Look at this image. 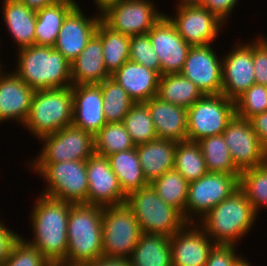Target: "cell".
Here are the masks:
<instances>
[{
    "label": "cell",
    "mask_w": 267,
    "mask_h": 266,
    "mask_svg": "<svg viewBox=\"0 0 267 266\" xmlns=\"http://www.w3.org/2000/svg\"><path fill=\"white\" fill-rule=\"evenodd\" d=\"M72 203L40 194L31 211L32 239L27 242L35 246L51 263H62L66 259L68 217Z\"/></svg>",
    "instance_id": "cell-1"
},
{
    "label": "cell",
    "mask_w": 267,
    "mask_h": 266,
    "mask_svg": "<svg viewBox=\"0 0 267 266\" xmlns=\"http://www.w3.org/2000/svg\"><path fill=\"white\" fill-rule=\"evenodd\" d=\"M257 216L246 194L239 188L211 209L197 224L216 245L237 246L255 226Z\"/></svg>",
    "instance_id": "cell-2"
},
{
    "label": "cell",
    "mask_w": 267,
    "mask_h": 266,
    "mask_svg": "<svg viewBox=\"0 0 267 266\" xmlns=\"http://www.w3.org/2000/svg\"><path fill=\"white\" fill-rule=\"evenodd\" d=\"M16 53L13 71L34 90L72 86L71 63L52 46L32 45Z\"/></svg>",
    "instance_id": "cell-3"
},
{
    "label": "cell",
    "mask_w": 267,
    "mask_h": 266,
    "mask_svg": "<svg viewBox=\"0 0 267 266\" xmlns=\"http://www.w3.org/2000/svg\"><path fill=\"white\" fill-rule=\"evenodd\" d=\"M102 211L100 205L71 204L67 237V265H83L103 257Z\"/></svg>",
    "instance_id": "cell-4"
},
{
    "label": "cell",
    "mask_w": 267,
    "mask_h": 266,
    "mask_svg": "<svg viewBox=\"0 0 267 266\" xmlns=\"http://www.w3.org/2000/svg\"><path fill=\"white\" fill-rule=\"evenodd\" d=\"M72 86L35 90L28 116L22 125L38 140L72 125Z\"/></svg>",
    "instance_id": "cell-5"
},
{
    "label": "cell",
    "mask_w": 267,
    "mask_h": 266,
    "mask_svg": "<svg viewBox=\"0 0 267 266\" xmlns=\"http://www.w3.org/2000/svg\"><path fill=\"white\" fill-rule=\"evenodd\" d=\"M31 171L46 182L41 192L72 204L85 203L88 193L86 161L30 162ZM41 175V176H40Z\"/></svg>",
    "instance_id": "cell-6"
},
{
    "label": "cell",
    "mask_w": 267,
    "mask_h": 266,
    "mask_svg": "<svg viewBox=\"0 0 267 266\" xmlns=\"http://www.w3.org/2000/svg\"><path fill=\"white\" fill-rule=\"evenodd\" d=\"M125 204L132 210L145 233L171 237L188 223L183 214L165 203L150 184L130 192Z\"/></svg>",
    "instance_id": "cell-7"
},
{
    "label": "cell",
    "mask_w": 267,
    "mask_h": 266,
    "mask_svg": "<svg viewBox=\"0 0 267 266\" xmlns=\"http://www.w3.org/2000/svg\"><path fill=\"white\" fill-rule=\"evenodd\" d=\"M141 234L139 222L125 203L103 207V257L129 258Z\"/></svg>",
    "instance_id": "cell-8"
},
{
    "label": "cell",
    "mask_w": 267,
    "mask_h": 266,
    "mask_svg": "<svg viewBox=\"0 0 267 266\" xmlns=\"http://www.w3.org/2000/svg\"><path fill=\"white\" fill-rule=\"evenodd\" d=\"M235 115V102L222 93L203 95L187 109V140L222 134Z\"/></svg>",
    "instance_id": "cell-9"
},
{
    "label": "cell",
    "mask_w": 267,
    "mask_h": 266,
    "mask_svg": "<svg viewBox=\"0 0 267 266\" xmlns=\"http://www.w3.org/2000/svg\"><path fill=\"white\" fill-rule=\"evenodd\" d=\"M239 177L240 174L207 173L190 182L185 220L188 223L198 222L217 204L231 196L239 189Z\"/></svg>",
    "instance_id": "cell-10"
},
{
    "label": "cell",
    "mask_w": 267,
    "mask_h": 266,
    "mask_svg": "<svg viewBox=\"0 0 267 266\" xmlns=\"http://www.w3.org/2000/svg\"><path fill=\"white\" fill-rule=\"evenodd\" d=\"M152 0H120L101 13L110 29L127 36L146 34L165 15Z\"/></svg>",
    "instance_id": "cell-11"
},
{
    "label": "cell",
    "mask_w": 267,
    "mask_h": 266,
    "mask_svg": "<svg viewBox=\"0 0 267 266\" xmlns=\"http://www.w3.org/2000/svg\"><path fill=\"white\" fill-rule=\"evenodd\" d=\"M42 149L30 162L86 161L94 152V136L73 125L39 139Z\"/></svg>",
    "instance_id": "cell-12"
},
{
    "label": "cell",
    "mask_w": 267,
    "mask_h": 266,
    "mask_svg": "<svg viewBox=\"0 0 267 266\" xmlns=\"http://www.w3.org/2000/svg\"><path fill=\"white\" fill-rule=\"evenodd\" d=\"M175 15H165L190 46L213 45L226 24L202 5L176 6Z\"/></svg>",
    "instance_id": "cell-13"
},
{
    "label": "cell",
    "mask_w": 267,
    "mask_h": 266,
    "mask_svg": "<svg viewBox=\"0 0 267 266\" xmlns=\"http://www.w3.org/2000/svg\"><path fill=\"white\" fill-rule=\"evenodd\" d=\"M222 136L235 166L240 171L267 162V152L248 120L235 115Z\"/></svg>",
    "instance_id": "cell-14"
},
{
    "label": "cell",
    "mask_w": 267,
    "mask_h": 266,
    "mask_svg": "<svg viewBox=\"0 0 267 266\" xmlns=\"http://www.w3.org/2000/svg\"><path fill=\"white\" fill-rule=\"evenodd\" d=\"M234 45L229 53L222 55V94L235 102L256 80L253 39L246 43L239 41Z\"/></svg>",
    "instance_id": "cell-15"
},
{
    "label": "cell",
    "mask_w": 267,
    "mask_h": 266,
    "mask_svg": "<svg viewBox=\"0 0 267 266\" xmlns=\"http://www.w3.org/2000/svg\"><path fill=\"white\" fill-rule=\"evenodd\" d=\"M211 46H191L180 72L196 84L203 95L222 93V57Z\"/></svg>",
    "instance_id": "cell-16"
},
{
    "label": "cell",
    "mask_w": 267,
    "mask_h": 266,
    "mask_svg": "<svg viewBox=\"0 0 267 266\" xmlns=\"http://www.w3.org/2000/svg\"><path fill=\"white\" fill-rule=\"evenodd\" d=\"M88 193L86 204L113 206L126 201L116 174L105 156L94 153L86 160Z\"/></svg>",
    "instance_id": "cell-17"
},
{
    "label": "cell",
    "mask_w": 267,
    "mask_h": 266,
    "mask_svg": "<svg viewBox=\"0 0 267 266\" xmlns=\"http://www.w3.org/2000/svg\"><path fill=\"white\" fill-rule=\"evenodd\" d=\"M161 63V75L180 73L191 46L166 15L147 32Z\"/></svg>",
    "instance_id": "cell-18"
},
{
    "label": "cell",
    "mask_w": 267,
    "mask_h": 266,
    "mask_svg": "<svg viewBox=\"0 0 267 266\" xmlns=\"http://www.w3.org/2000/svg\"><path fill=\"white\" fill-rule=\"evenodd\" d=\"M97 13V14H96ZM86 17L79 4L66 16L53 48L71 63L97 31L101 14Z\"/></svg>",
    "instance_id": "cell-19"
},
{
    "label": "cell",
    "mask_w": 267,
    "mask_h": 266,
    "mask_svg": "<svg viewBox=\"0 0 267 266\" xmlns=\"http://www.w3.org/2000/svg\"><path fill=\"white\" fill-rule=\"evenodd\" d=\"M172 266H205L216 245L197 223H187L170 237Z\"/></svg>",
    "instance_id": "cell-20"
},
{
    "label": "cell",
    "mask_w": 267,
    "mask_h": 266,
    "mask_svg": "<svg viewBox=\"0 0 267 266\" xmlns=\"http://www.w3.org/2000/svg\"><path fill=\"white\" fill-rule=\"evenodd\" d=\"M72 125L95 136L107 123L99 84L72 85Z\"/></svg>",
    "instance_id": "cell-21"
},
{
    "label": "cell",
    "mask_w": 267,
    "mask_h": 266,
    "mask_svg": "<svg viewBox=\"0 0 267 266\" xmlns=\"http://www.w3.org/2000/svg\"><path fill=\"white\" fill-rule=\"evenodd\" d=\"M35 90L14 72L0 70V122L15 120L24 124Z\"/></svg>",
    "instance_id": "cell-22"
},
{
    "label": "cell",
    "mask_w": 267,
    "mask_h": 266,
    "mask_svg": "<svg viewBox=\"0 0 267 266\" xmlns=\"http://www.w3.org/2000/svg\"><path fill=\"white\" fill-rule=\"evenodd\" d=\"M149 109L157 139L182 142L187 140V109L159 97L144 102Z\"/></svg>",
    "instance_id": "cell-23"
},
{
    "label": "cell",
    "mask_w": 267,
    "mask_h": 266,
    "mask_svg": "<svg viewBox=\"0 0 267 266\" xmlns=\"http://www.w3.org/2000/svg\"><path fill=\"white\" fill-rule=\"evenodd\" d=\"M111 78L122 86L135 102H146L157 96L160 75L145 66L126 61Z\"/></svg>",
    "instance_id": "cell-24"
},
{
    "label": "cell",
    "mask_w": 267,
    "mask_h": 266,
    "mask_svg": "<svg viewBox=\"0 0 267 266\" xmlns=\"http://www.w3.org/2000/svg\"><path fill=\"white\" fill-rule=\"evenodd\" d=\"M110 77L104 63L101 37L96 32L71 62L72 85L100 84Z\"/></svg>",
    "instance_id": "cell-25"
},
{
    "label": "cell",
    "mask_w": 267,
    "mask_h": 266,
    "mask_svg": "<svg viewBox=\"0 0 267 266\" xmlns=\"http://www.w3.org/2000/svg\"><path fill=\"white\" fill-rule=\"evenodd\" d=\"M2 19L18 49L35 45L36 11L18 0L2 1Z\"/></svg>",
    "instance_id": "cell-26"
},
{
    "label": "cell",
    "mask_w": 267,
    "mask_h": 266,
    "mask_svg": "<svg viewBox=\"0 0 267 266\" xmlns=\"http://www.w3.org/2000/svg\"><path fill=\"white\" fill-rule=\"evenodd\" d=\"M177 142L156 139L136 145L143 176L148 183L174 169Z\"/></svg>",
    "instance_id": "cell-27"
},
{
    "label": "cell",
    "mask_w": 267,
    "mask_h": 266,
    "mask_svg": "<svg viewBox=\"0 0 267 266\" xmlns=\"http://www.w3.org/2000/svg\"><path fill=\"white\" fill-rule=\"evenodd\" d=\"M77 0H58L36 11L35 45L54 46L66 16L78 5Z\"/></svg>",
    "instance_id": "cell-28"
},
{
    "label": "cell",
    "mask_w": 267,
    "mask_h": 266,
    "mask_svg": "<svg viewBox=\"0 0 267 266\" xmlns=\"http://www.w3.org/2000/svg\"><path fill=\"white\" fill-rule=\"evenodd\" d=\"M128 259L131 266H172L170 237L142 232Z\"/></svg>",
    "instance_id": "cell-29"
},
{
    "label": "cell",
    "mask_w": 267,
    "mask_h": 266,
    "mask_svg": "<svg viewBox=\"0 0 267 266\" xmlns=\"http://www.w3.org/2000/svg\"><path fill=\"white\" fill-rule=\"evenodd\" d=\"M107 158L126 196L132 191L149 185L143 176L136 146L126 151L113 153Z\"/></svg>",
    "instance_id": "cell-30"
},
{
    "label": "cell",
    "mask_w": 267,
    "mask_h": 266,
    "mask_svg": "<svg viewBox=\"0 0 267 266\" xmlns=\"http://www.w3.org/2000/svg\"><path fill=\"white\" fill-rule=\"evenodd\" d=\"M202 96L196 84L181 73H168L160 76L157 97L162 101L188 109Z\"/></svg>",
    "instance_id": "cell-31"
},
{
    "label": "cell",
    "mask_w": 267,
    "mask_h": 266,
    "mask_svg": "<svg viewBox=\"0 0 267 266\" xmlns=\"http://www.w3.org/2000/svg\"><path fill=\"white\" fill-rule=\"evenodd\" d=\"M96 32L101 37L106 70L112 75L129 60L130 36L110 29L102 21Z\"/></svg>",
    "instance_id": "cell-32"
},
{
    "label": "cell",
    "mask_w": 267,
    "mask_h": 266,
    "mask_svg": "<svg viewBox=\"0 0 267 266\" xmlns=\"http://www.w3.org/2000/svg\"><path fill=\"white\" fill-rule=\"evenodd\" d=\"M197 143L204 156L208 173H241L232 160L230 151L222 134L205 137Z\"/></svg>",
    "instance_id": "cell-33"
},
{
    "label": "cell",
    "mask_w": 267,
    "mask_h": 266,
    "mask_svg": "<svg viewBox=\"0 0 267 266\" xmlns=\"http://www.w3.org/2000/svg\"><path fill=\"white\" fill-rule=\"evenodd\" d=\"M149 184L165 203L179 210L185 218L189 182L178 171L169 170Z\"/></svg>",
    "instance_id": "cell-34"
},
{
    "label": "cell",
    "mask_w": 267,
    "mask_h": 266,
    "mask_svg": "<svg viewBox=\"0 0 267 266\" xmlns=\"http://www.w3.org/2000/svg\"><path fill=\"white\" fill-rule=\"evenodd\" d=\"M174 169L189 183L208 173L204 156L197 142L188 140L177 142Z\"/></svg>",
    "instance_id": "cell-35"
},
{
    "label": "cell",
    "mask_w": 267,
    "mask_h": 266,
    "mask_svg": "<svg viewBox=\"0 0 267 266\" xmlns=\"http://www.w3.org/2000/svg\"><path fill=\"white\" fill-rule=\"evenodd\" d=\"M103 94V110L107 123H121L135 103L126 90L111 77L99 84Z\"/></svg>",
    "instance_id": "cell-36"
},
{
    "label": "cell",
    "mask_w": 267,
    "mask_h": 266,
    "mask_svg": "<svg viewBox=\"0 0 267 266\" xmlns=\"http://www.w3.org/2000/svg\"><path fill=\"white\" fill-rule=\"evenodd\" d=\"M239 188L246 194L257 215L267 208V162L241 171Z\"/></svg>",
    "instance_id": "cell-37"
},
{
    "label": "cell",
    "mask_w": 267,
    "mask_h": 266,
    "mask_svg": "<svg viewBox=\"0 0 267 266\" xmlns=\"http://www.w3.org/2000/svg\"><path fill=\"white\" fill-rule=\"evenodd\" d=\"M124 124L106 123L94 136V152L100 156H109L113 153L134 148Z\"/></svg>",
    "instance_id": "cell-38"
},
{
    "label": "cell",
    "mask_w": 267,
    "mask_h": 266,
    "mask_svg": "<svg viewBox=\"0 0 267 266\" xmlns=\"http://www.w3.org/2000/svg\"><path fill=\"white\" fill-rule=\"evenodd\" d=\"M122 123L135 146L157 139L148 106L144 102L134 103Z\"/></svg>",
    "instance_id": "cell-39"
},
{
    "label": "cell",
    "mask_w": 267,
    "mask_h": 266,
    "mask_svg": "<svg viewBox=\"0 0 267 266\" xmlns=\"http://www.w3.org/2000/svg\"><path fill=\"white\" fill-rule=\"evenodd\" d=\"M236 116L249 120L267 111V86L253 84L235 101Z\"/></svg>",
    "instance_id": "cell-40"
},
{
    "label": "cell",
    "mask_w": 267,
    "mask_h": 266,
    "mask_svg": "<svg viewBox=\"0 0 267 266\" xmlns=\"http://www.w3.org/2000/svg\"><path fill=\"white\" fill-rule=\"evenodd\" d=\"M129 60L156 71L161 76V63L148 33L130 37Z\"/></svg>",
    "instance_id": "cell-41"
},
{
    "label": "cell",
    "mask_w": 267,
    "mask_h": 266,
    "mask_svg": "<svg viewBox=\"0 0 267 266\" xmlns=\"http://www.w3.org/2000/svg\"><path fill=\"white\" fill-rule=\"evenodd\" d=\"M42 253L27 242L22 235L14 243L9 257L1 266H50Z\"/></svg>",
    "instance_id": "cell-42"
},
{
    "label": "cell",
    "mask_w": 267,
    "mask_h": 266,
    "mask_svg": "<svg viewBox=\"0 0 267 266\" xmlns=\"http://www.w3.org/2000/svg\"><path fill=\"white\" fill-rule=\"evenodd\" d=\"M261 35L253 39V67L256 84L267 86V38Z\"/></svg>",
    "instance_id": "cell-43"
},
{
    "label": "cell",
    "mask_w": 267,
    "mask_h": 266,
    "mask_svg": "<svg viewBox=\"0 0 267 266\" xmlns=\"http://www.w3.org/2000/svg\"><path fill=\"white\" fill-rule=\"evenodd\" d=\"M235 245H215L209 253L205 266H235L242 255Z\"/></svg>",
    "instance_id": "cell-44"
},
{
    "label": "cell",
    "mask_w": 267,
    "mask_h": 266,
    "mask_svg": "<svg viewBox=\"0 0 267 266\" xmlns=\"http://www.w3.org/2000/svg\"><path fill=\"white\" fill-rule=\"evenodd\" d=\"M238 1L239 0H204L202 6L227 24V20L230 18V14H233L232 12L238 4Z\"/></svg>",
    "instance_id": "cell-45"
},
{
    "label": "cell",
    "mask_w": 267,
    "mask_h": 266,
    "mask_svg": "<svg viewBox=\"0 0 267 266\" xmlns=\"http://www.w3.org/2000/svg\"><path fill=\"white\" fill-rule=\"evenodd\" d=\"M21 235L0 221V266L9 257L14 243Z\"/></svg>",
    "instance_id": "cell-46"
},
{
    "label": "cell",
    "mask_w": 267,
    "mask_h": 266,
    "mask_svg": "<svg viewBox=\"0 0 267 266\" xmlns=\"http://www.w3.org/2000/svg\"><path fill=\"white\" fill-rule=\"evenodd\" d=\"M248 121L267 152V111L251 117Z\"/></svg>",
    "instance_id": "cell-47"
},
{
    "label": "cell",
    "mask_w": 267,
    "mask_h": 266,
    "mask_svg": "<svg viewBox=\"0 0 267 266\" xmlns=\"http://www.w3.org/2000/svg\"><path fill=\"white\" fill-rule=\"evenodd\" d=\"M83 266H131V264L128 258L100 257L94 261L84 263Z\"/></svg>",
    "instance_id": "cell-48"
},
{
    "label": "cell",
    "mask_w": 267,
    "mask_h": 266,
    "mask_svg": "<svg viewBox=\"0 0 267 266\" xmlns=\"http://www.w3.org/2000/svg\"><path fill=\"white\" fill-rule=\"evenodd\" d=\"M19 2L27 5L30 9L35 11L44 8L45 6H49L58 0H18Z\"/></svg>",
    "instance_id": "cell-49"
},
{
    "label": "cell",
    "mask_w": 267,
    "mask_h": 266,
    "mask_svg": "<svg viewBox=\"0 0 267 266\" xmlns=\"http://www.w3.org/2000/svg\"><path fill=\"white\" fill-rule=\"evenodd\" d=\"M120 0H93L98 13H102L107 7L117 3Z\"/></svg>",
    "instance_id": "cell-50"
},
{
    "label": "cell",
    "mask_w": 267,
    "mask_h": 266,
    "mask_svg": "<svg viewBox=\"0 0 267 266\" xmlns=\"http://www.w3.org/2000/svg\"><path fill=\"white\" fill-rule=\"evenodd\" d=\"M204 0H178L175 6L202 5Z\"/></svg>",
    "instance_id": "cell-51"
},
{
    "label": "cell",
    "mask_w": 267,
    "mask_h": 266,
    "mask_svg": "<svg viewBox=\"0 0 267 266\" xmlns=\"http://www.w3.org/2000/svg\"><path fill=\"white\" fill-rule=\"evenodd\" d=\"M235 266H253L248 259L244 258V256H242L237 263L235 264Z\"/></svg>",
    "instance_id": "cell-52"
},
{
    "label": "cell",
    "mask_w": 267,
    "mask_h": 266,
    "mask_svg": "<svg viewBox=\"0 0 267 266\" xmlns=\"http://www.w3.org/2000/svg\"><path fill=\"white\" fill-rule=\"evenodd\" d=\"M50 266H83V265H67L64 263H51Z\"/></svg>",
    "instance_id": "cell-53"
}]
</instances>
